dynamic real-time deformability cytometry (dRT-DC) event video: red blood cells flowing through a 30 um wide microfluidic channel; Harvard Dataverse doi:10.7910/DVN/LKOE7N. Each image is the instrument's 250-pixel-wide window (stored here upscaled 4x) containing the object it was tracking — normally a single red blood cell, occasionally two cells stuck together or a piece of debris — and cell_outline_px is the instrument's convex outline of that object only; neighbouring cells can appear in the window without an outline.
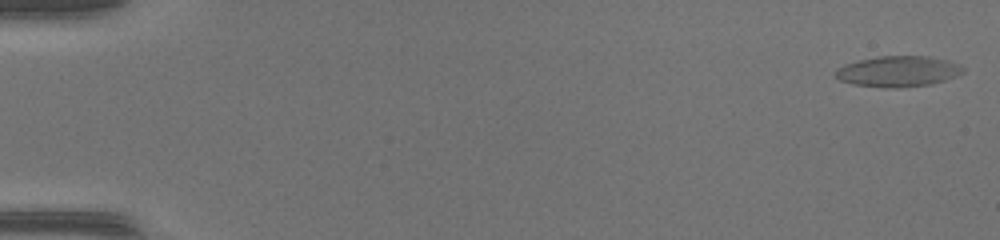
{"species": "common noctule bat (a hibernating species)", "species_latin": "Nyctalus noctula", "temperature_condition": "warm", "stored_images_in_passage": 10, "segment_of_instrument_passage": [1, 2], "camera_frame_rate_fps": 3000, "um_per_image_px": 0.085, "animal": {"sex": "female", "body_mass_g": 17.0, "forearm_length_mm": 48.0}, "frame": {"image": 1, "passage_image": 1, "time_ms": 0.0, "image_size_px": [1000, 240], "cell_outline_px": [[964, 72], [956, 76], [932, 84], [900, 88], [884, 88], [852, 84], [840, 80], [836, 76], [836, 68], [860, 60], [880, 56], [928, 56], [948, 60], [960, 64], [964, 68]], "centroid_in_image_um": [76.38, 6.07], "position_along_channel_um": 8.6, "area_um2": 22.89}}